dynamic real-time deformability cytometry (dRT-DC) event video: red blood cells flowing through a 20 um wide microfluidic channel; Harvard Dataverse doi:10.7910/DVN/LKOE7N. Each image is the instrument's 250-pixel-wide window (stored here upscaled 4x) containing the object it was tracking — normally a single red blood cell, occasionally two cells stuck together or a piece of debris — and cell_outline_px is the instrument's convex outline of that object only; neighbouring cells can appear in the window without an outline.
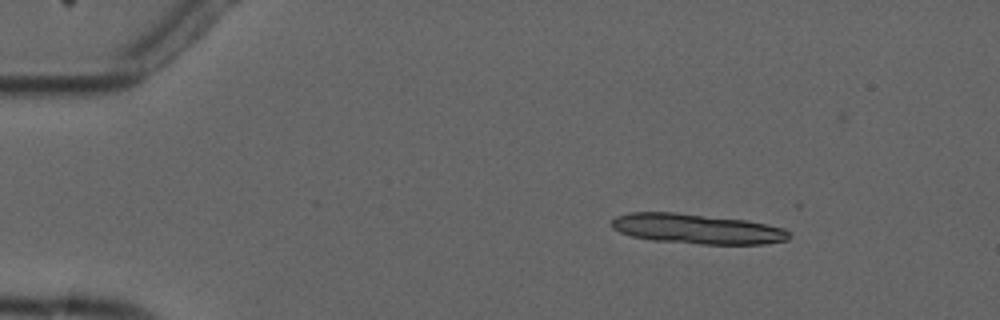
{"species": "common noctule bat (a hibernating species)", "species_latin": "Nyctalus noctula", "temperature_condition": "cold", "stored_images_in_passage": 6, "camera_frame_rate_fps": 3000, "um_per_image_px": 0.085, "animal": {"sex": "male", "forearm_length_mm": 52.5}, "frame": {"image": 1, "passage_image": 3, "time_ms": 2.333, "image_size_px": [1000, 320], "cell_outline_px": [[792, 236], [788, 240], [764, 244], [700, 244], [652, 240], [632, 236], [620, 232], [612, 228], [608, 224], [616, 216], [628, 212], [676, 212], [748, 220], [784, 228]], "centroid_in_image_um": [59.23, 19.45], "position_along_channel_um": 25.8, "area_um2": 31.27}}
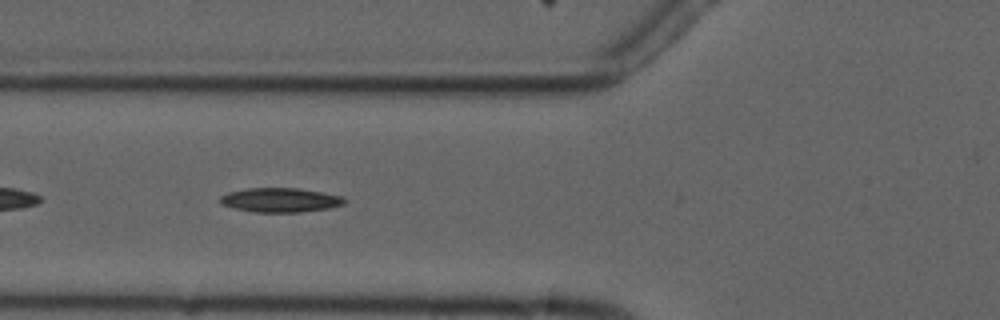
{"frame": {"image": 2, "passage_image": 6, "time_ms": 6.667, "image_size_px": [1000, 320], "cell_outline_px": [[348, 200], [344, 204], [328, 208], [300, 212], [256, 212], [236, 208], [220, 204], [220, 196], [228, 192], [248, 188], [300, 188], [344, 196]], "centroid_in_image_um": [23.86, 16.99], "position_along_channel_um": 101.9, "area_um2": 17.63}}